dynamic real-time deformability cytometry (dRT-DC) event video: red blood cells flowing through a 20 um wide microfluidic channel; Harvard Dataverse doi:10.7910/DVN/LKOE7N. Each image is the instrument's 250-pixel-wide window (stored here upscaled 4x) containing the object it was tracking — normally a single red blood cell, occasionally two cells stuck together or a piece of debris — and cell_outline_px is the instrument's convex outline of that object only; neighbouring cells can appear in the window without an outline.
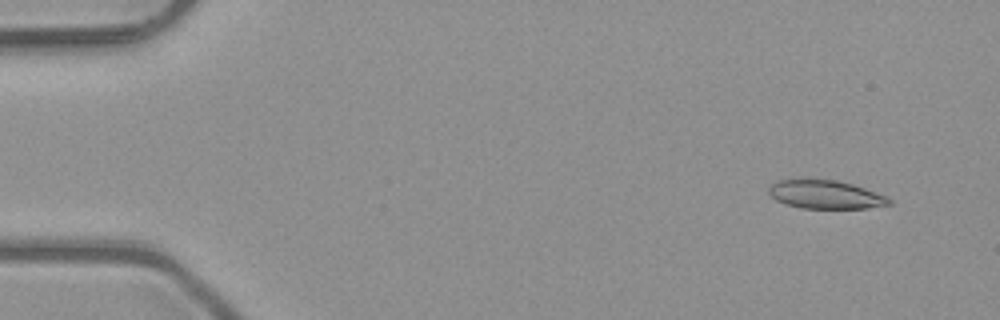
{"species": "common noctule bat (a hibernating species)", "species_latin": "Nyctalus noctula", "temperature_condition": "room temperature", "stored_images_in_passage": 4, "camera_frame_rate_fps": 3000, "um_per_image_px": 0.085, "animal": {"sex": "male", "body_mass_g": 23.1, "forearm_length_mm": 52.7}, "frame": {"image": 1, "passage_image": 1, "time_ms": 0.0, "image_size_px": [1000, 320], "cell_outline_px": [[892, 204], [868, 208], [800, 208], [784, 204], [776, 200], [768, 192], [768, 188], [776, 180], [800, 176], [808, 176], [836, 180], [852, 184], [888, 196], [892, 200]], "centroid_in_image_um": [70.1, 16.48], "position_along_channel_um": 14.9, "area_um2": 20.87}}
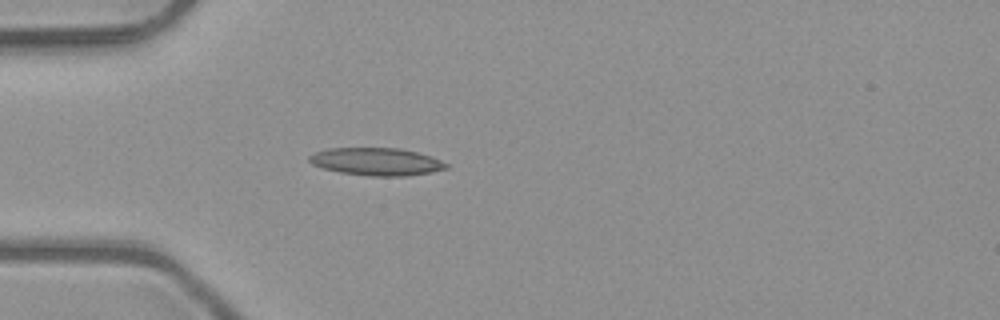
{"frame": {"image": 2, "passage_image": 4, "time_ms": 1.0, "image_size_px": [1000, 320], "cell_outline_px": [[448, 168], [432, 172], [408, 176], [368, 176], [340, 172], [324, 168], [312, 164], [308, 160], [308, 156], [316, 152], [328, 148], [400, 148], [432, 156], [448, 164]], "centroid_in_image_um": [32.02, 13.74], "position_along_channel_um": 53.0, "area_um2": 22.08}}